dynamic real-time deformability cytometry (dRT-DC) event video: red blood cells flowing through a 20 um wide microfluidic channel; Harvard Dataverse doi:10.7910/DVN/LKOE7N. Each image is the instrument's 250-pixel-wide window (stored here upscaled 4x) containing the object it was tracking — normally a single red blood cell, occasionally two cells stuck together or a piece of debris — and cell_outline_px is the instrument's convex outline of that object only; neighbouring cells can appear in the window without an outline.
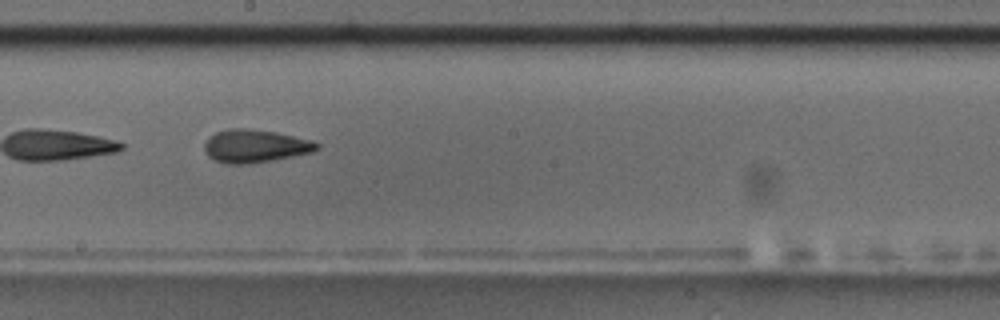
{"species": "common noctule bat (a hibernating species)", "species_latin": "Nyctalus noctula", "temperature_condition": "room temperature", "stored_images_in_passage": 13, "camera_frame_rate_fps": 3000, "um_per_image_px": 0.085, "animal": {"sex": "male", "body_mass_g": 17.5, "forearm_length_mm": 52.3}, "frame": {"image": 1, "passage_image": 8, "time_ms": 8.0, "image_size_px": [1000, 320], "cell_outline_px": [[320, 148], [312, 152], [272, 160], [248, 164], [224, 164], [208, 156], [204, 148], [204, 144], [216, 132], [228, 128], [244, 128], [276, 132], [312, 140], [320, 144]], "centroid_in_image_um": [21.7, 12.41], "position_along_channel_um": 226.5, "area_um2": 21.5}, "authors_computed_cell_mechanics": {"area_um2": 20.6924, "velocity_mm_per_s": 3.5419, "shape_relaxation_time_tau1_ms": 4.7859, "shape_relaxation_time_tau2_ms": 7.889, "deformation_change_tau1": 0.2081, "deformation_change_tau2": 0.1763}}